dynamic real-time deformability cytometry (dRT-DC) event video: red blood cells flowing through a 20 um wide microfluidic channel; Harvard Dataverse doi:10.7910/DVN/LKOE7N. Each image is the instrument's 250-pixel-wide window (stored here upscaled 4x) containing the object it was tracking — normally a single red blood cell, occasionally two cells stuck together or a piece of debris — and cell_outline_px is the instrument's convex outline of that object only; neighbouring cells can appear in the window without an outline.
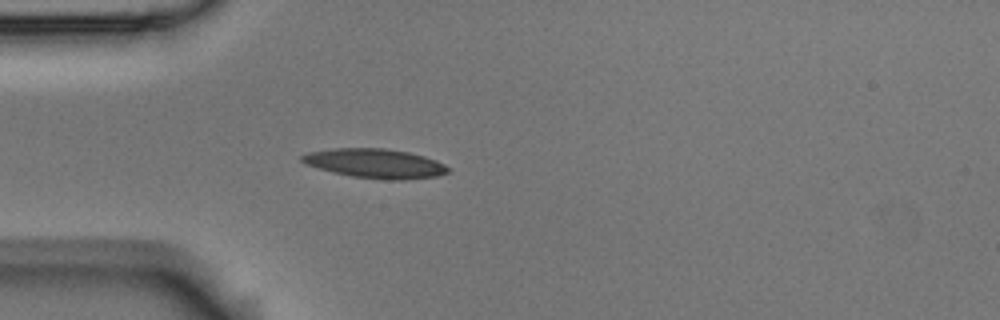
{"species": "Egyptian fruit bat (a non-hibernating species)", "species_latin": "Rousettus aegyptiacus", "temperature_condition": "room temperature", "stored_images_in_passage": 4, "camera_frame_rate_fps": 3000, "um_per_image_px": 0.085, "animal": {"sex": "male"}, "frame": {"image": 1, "passage_image": 4, "time_ms": 1.0, "image_size_px": [1000, 320], "cell_outline_px": [[452, 168], [448, 172], [436, 176], [404, 180], [384, 180], [352, 176], [304, 164], [300, 160], [300, 156], [308, 152], [332, 148], [384, 148], [408, 152], [424, 156], [436, 160]], "centroid_in_image_um": [31.91, 13.89], "position_along_channel_um": 53.1, "area_um2": 24.97}}